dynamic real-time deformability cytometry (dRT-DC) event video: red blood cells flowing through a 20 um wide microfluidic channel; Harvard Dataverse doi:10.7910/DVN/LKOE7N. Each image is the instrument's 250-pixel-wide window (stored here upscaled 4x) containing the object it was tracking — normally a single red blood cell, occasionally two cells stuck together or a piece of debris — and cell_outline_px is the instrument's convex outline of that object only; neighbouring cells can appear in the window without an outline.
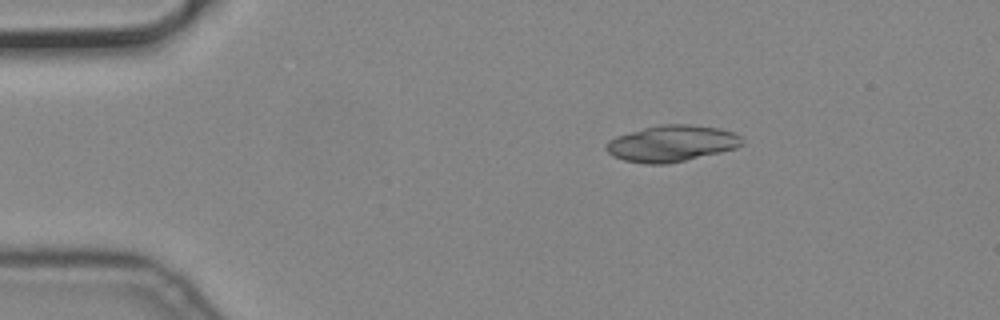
{"species": "common noctule bat (a hibernating species)", "species_latin": "Nyctalus noctula", "temperature_condition": "cold", "stored_images_in_passage": 4, "camera_frame_rate_fps": 3000, "um_per_image_px": 0.085, "animal": {"sex": "male", "body_mass_g": 19.2, "forearm_length_mm": 51.8}, "frame": {"image": 1, "passage_image": 2, "time_ms": 0.333, "image_size_px": [1000, 320], "cell_outline_px": [[744, 144], [736, 148], [720, 152], [668, 164], [644, 164], [624, 160], [612, 156], [604, 148], [608, 140], [616, 136], [644, 128], [660, 124], [688, 124], [720, 128], [732, 132], [740, 136], [744, 140]], "centroid_in_image_um": [57.08, 12.2], "position_along_channel_um": 27.9, "area_um2": 28.84}}